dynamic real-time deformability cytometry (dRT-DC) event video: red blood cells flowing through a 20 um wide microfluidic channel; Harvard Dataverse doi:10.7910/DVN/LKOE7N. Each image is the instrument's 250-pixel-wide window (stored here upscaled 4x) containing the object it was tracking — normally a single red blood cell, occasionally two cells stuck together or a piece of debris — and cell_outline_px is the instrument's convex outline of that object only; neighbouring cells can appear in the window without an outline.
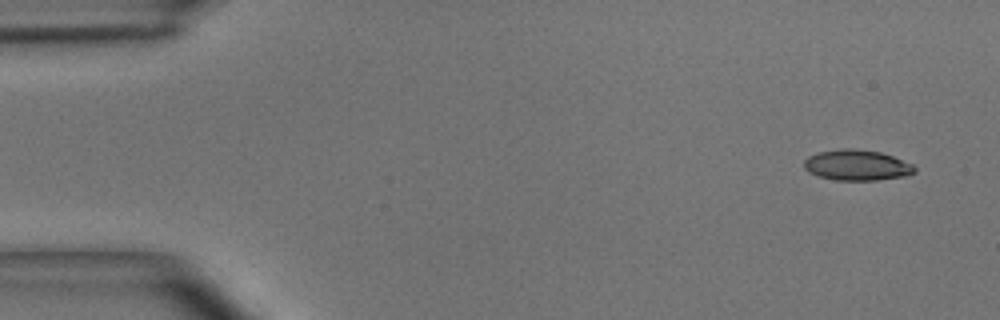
{"species": "common noctule bat (a hibernating species)", "species_latin": "Nyctalus noctula", "temperature_condition": "room temperature", "stored_images_in_passage": 5, "camera_frame_rate_fps": 3000, "um_per_image_px": 0.085, "animal": {"sex": "male", "body_mass_g": 15.6}, "frame": {"image": 1, "passage_image": 1, "time_ms": 0.0, "image_size_px": [1000, 320], "cell_outline_px": [[916, 172], [908, 176], [876, 180], [836, 180], [820, 176], [808, 172], [804, 168], [804, 160], [808, 156], [820, 152], [840, 148], [852, 148], [880, 152], [892, 156], [912, 164], [916, 168]], "centroid_in_image_um": [72.85, 14.04], "position_along_channel_um": 12.2, "area_um2": 19.77}}
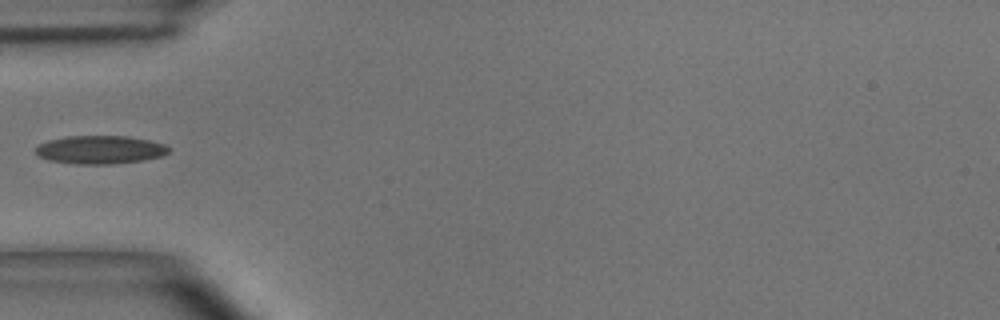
{"frame": {"image": 2, "passage_image": 4, "time_ms": 1.0, "image_size_px": [1000, 320], "cell_outline_px": [[172, 148], [164, 156], [144, 160], [112, 164], [76, 164], [48, 160], [40, 156], [36, 152], [36, 148], [40, 144], [48, 140], [68, 136], [128, 136], [148, 140], [164, 144]], "centroid_in_image_um": [8.55, 12.73], "position_along_channel_um": 76.4, "area_um2": 21.96}}
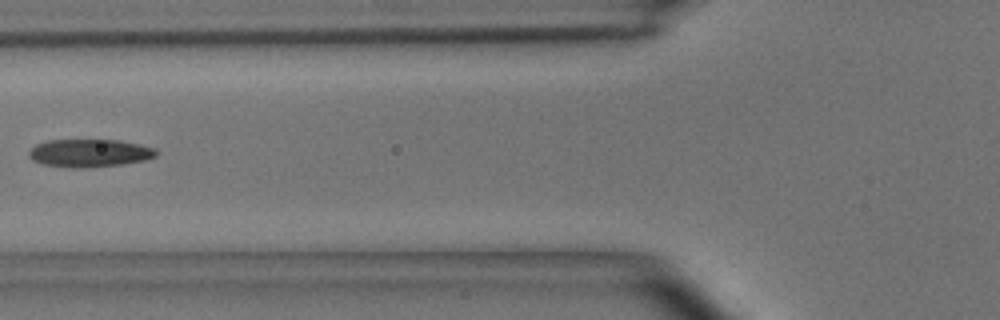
{"frame": {"image": 3, "passage_image": 5, "time_ms": 1.333, "image_size_px": [1000, 320], "cell_outline_px": [[160, 152], [156, 156], [148, 160], [124, 164], [88, 168], [68, 168], [44, 164], [32, 160], [28, 156], [28, 152], [36, 144], [48, 140], [120, 140], [140, 144], [156, 148]], "centroid_in_image_um": [7.66, 13.02], "position_along_channel_um": 118.1, "area_um2": 21.1}}